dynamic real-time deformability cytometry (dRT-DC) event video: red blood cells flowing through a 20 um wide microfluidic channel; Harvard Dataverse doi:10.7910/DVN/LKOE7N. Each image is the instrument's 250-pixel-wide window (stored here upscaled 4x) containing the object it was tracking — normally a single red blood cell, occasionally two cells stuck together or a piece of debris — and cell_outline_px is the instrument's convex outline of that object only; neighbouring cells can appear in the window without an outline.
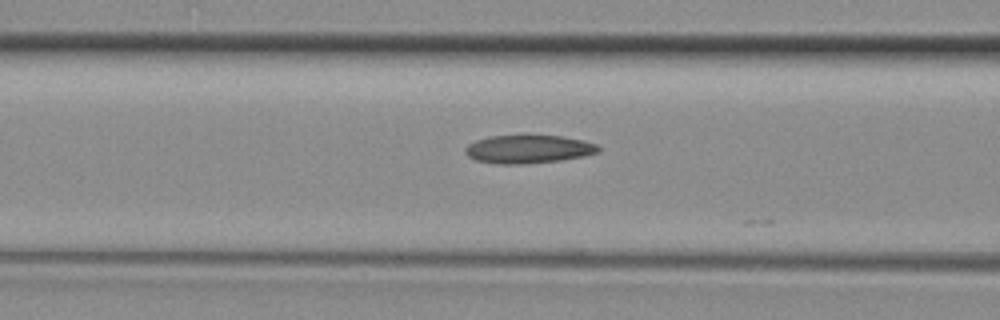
{"species": "common noctule bat (a hibernating species)", "species_latin": "Nyctalus noctula", "temperature_condition": "room temperature", "stored_images_in_passage": 6, "camera_frame_rate_fps": 3000, "um_per_image_px": 0.085, "animal": {"sex": "female", "body_mass_g": 29.2, "forearm_length_mm": 56.3}, "frame": {"image": 1, "passage_image": 5, "time_ms": 1.333, "image_size_px": [1000, 320], "cell_outline_px": [[600, 148], [596, 152], [584, 156], [560, 160], [520, 164], [496, 164], [476, 160], [468, 156], [464, 152], [464, 148], [468, 144], [476, 140], [488, 136], [564, 136], [584, 140], [596, 144]], "centroid_in_image_um": [44.88, 12.68], "position_along_channel_um": 121.7, "area_um2": 21.79}}